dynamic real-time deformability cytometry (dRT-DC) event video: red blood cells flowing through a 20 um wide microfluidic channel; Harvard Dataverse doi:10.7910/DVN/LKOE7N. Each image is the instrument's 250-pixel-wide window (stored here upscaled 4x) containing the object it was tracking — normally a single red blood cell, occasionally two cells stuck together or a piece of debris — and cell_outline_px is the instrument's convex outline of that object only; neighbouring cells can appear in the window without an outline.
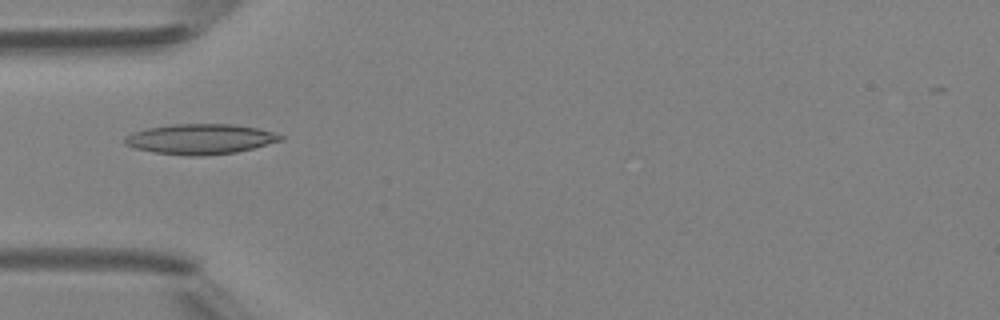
{"species": "Egyptian fruit bat (a non-hibernating species)", "species_latin": "Rousettus aegyptiacus", "temperature_condition": "room temperature", "stored_images_in_passage": 5, "camera_frame_rate_fps": 3000, "um_per_image_px": 0.085, "animal": {"sex": "female"}, "frame": {"image": 1, "passage_image": 5, "time_ms": 4.667, "image_size_px": [1000, 320], "cell_outline_px": [[284, 140], [236, 152], [204, 156], [192, 156], [156, 152], [136, 148], [124, 144], [124, 136], [132, 132], [148, 128], [172, 124], [232, 124], [256, 128], [272, 132], [284, 136]], "centroid_in_image_um": [17.02, 11.82], "position_along_channel_um": 68.0, "area_um2": 27.28}}